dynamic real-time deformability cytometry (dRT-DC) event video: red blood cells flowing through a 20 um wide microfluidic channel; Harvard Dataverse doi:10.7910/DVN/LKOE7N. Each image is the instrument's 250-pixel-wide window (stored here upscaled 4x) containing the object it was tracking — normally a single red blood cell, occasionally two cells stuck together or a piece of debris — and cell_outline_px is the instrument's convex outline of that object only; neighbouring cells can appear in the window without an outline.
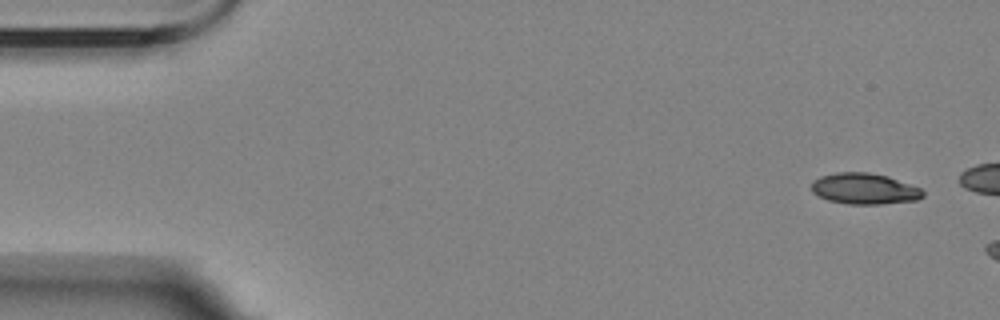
{"species": "Egyptian fruit bat (a non-hibernating species)", "species_latin": "Rousettus aegyptiacus", "temperature_condition": "room temperature", "stored_images_in_passage": 2, "camera_frame_rate_fps": 3000, "um_per_image_px": 0.085, "animal": {"sex": "female"}, "frame": {"image": 1, "passage_image": 2, "time_ms": 2.333, "image_size_px": [1000, 320], "cell_outline_px": [[924, 196], [916, 200], [880, 204], [848, 204], [828, 200], [816, 196], [812, 192], [812, 180], [820, 176], [836, 172], [868, 172], [888, 176], [920, 188], [924, 192]], "centroid_in_image_um": [73.44, 16.04], "position_along_channel_um": 11.6, "area_um2": 20.23}}